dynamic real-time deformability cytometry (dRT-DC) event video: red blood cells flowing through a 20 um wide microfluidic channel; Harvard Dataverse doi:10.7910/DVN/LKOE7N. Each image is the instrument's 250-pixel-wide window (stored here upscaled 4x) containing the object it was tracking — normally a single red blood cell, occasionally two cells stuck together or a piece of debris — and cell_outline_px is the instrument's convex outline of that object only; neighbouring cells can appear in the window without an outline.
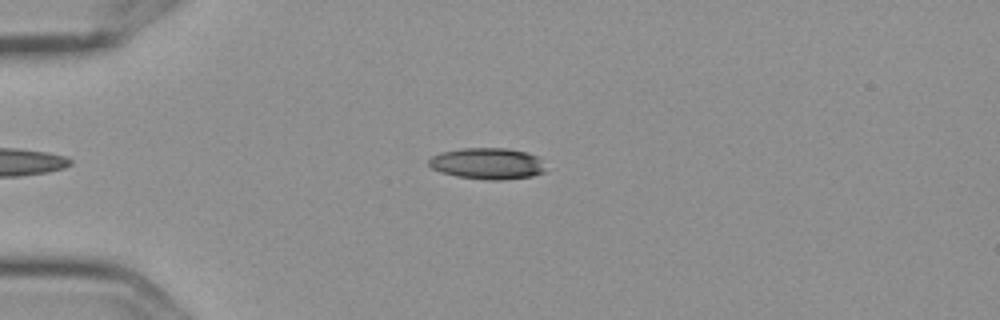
{"species": "Egyptian fruit bat (a non-hibernating species)", "species_latin": "Rousettus aegyptiacus", "temperature_condition": "cold", "stored_images_in_passage": 3, "camera_frame_rate_fps": 3000, "um_per_image_px": 0.085, "frame": {"image": 1, "passage_image": 2, "time_ms": 0.333, "image_size_px": [1000, 320], "cell_outline_px": [[544, 172], [532, 176], [500, 180], [488, 180], [456, 176], [440, 172], [432, 168], [428, 164], [428, 160], [432, 156], [440, 152], [464, 148], [508, 148], [524, 152], [536, 156], [540, 160]], "centroid_in_image_um": [41.37, 13.9], "position_along_channel_um": 43.6, "area_um2": 21.15}}